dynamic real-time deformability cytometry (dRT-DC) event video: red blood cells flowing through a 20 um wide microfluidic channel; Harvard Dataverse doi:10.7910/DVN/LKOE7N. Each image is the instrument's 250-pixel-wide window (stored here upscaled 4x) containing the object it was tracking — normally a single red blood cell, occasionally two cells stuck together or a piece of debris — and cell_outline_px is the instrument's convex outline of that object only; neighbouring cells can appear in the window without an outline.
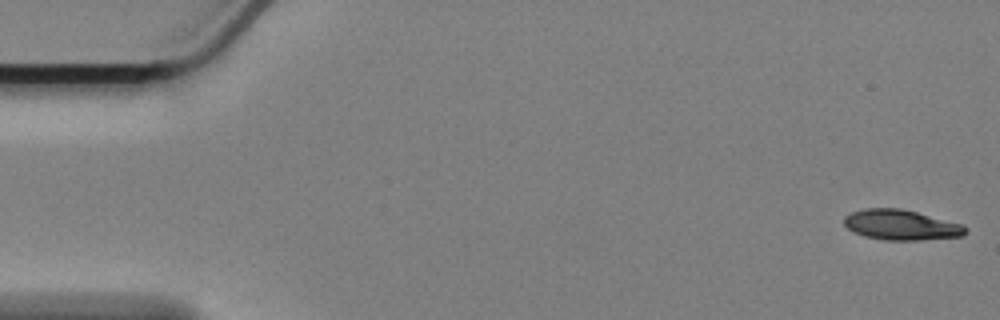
{"species": "Egyptian fruit bat (a non-hibernating species)", "species_latin": "Rousettus aegyptiacus", "temperature_condition": "cold", "stored_images_in_passage": 58, "camera_frame_rate_fps": 3000, "um_per_image_px": 0.085, "animal": {"sex": "female"}, "frame": {"image": 1, "passage_image": 1, "time_ms": 0.0, "image_size_px": [1000, 320], "cell_outline_px": [[968, 232], [964, 236], [920, 240], [884, 240], [864, 236], [852, 232], [844, 224], [844, 216], [852, 212], [864, 208], [900, 208], [916, 212], [960, 224], [968, 228]], "centroid_in_image_um": [76.57, 19.13], "position_along_channel_um": 8.4, "area_um2": 21.39}}
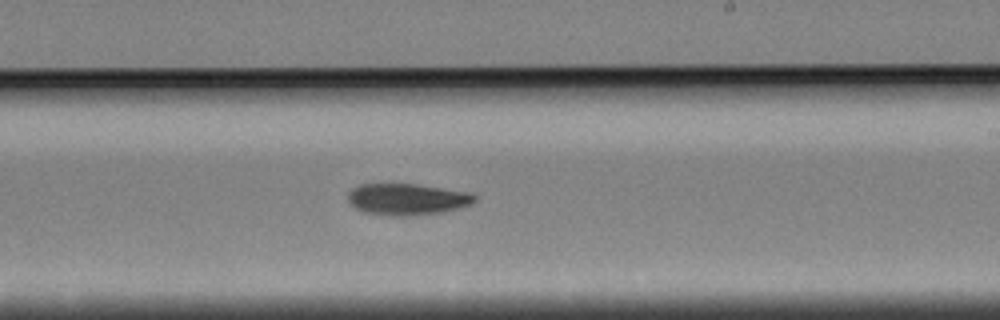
{"frame": {"image": 2, "passage_image": 34, "time_ms": 11.0, "image_size_px": [1000, 320], "cell_outline_px": [[476, 200], [472, 204], [444, 212], [416, 216], [388, 216], [364, 212], [348, 204], [348, 192], [352, 188], [360, 184], [416, 184], [472, 192], [476, 196]], "centroid_in_image_um": [34.61, 16.94], "position_along_channel_um": 254.4, "area_um2": 23.7}}
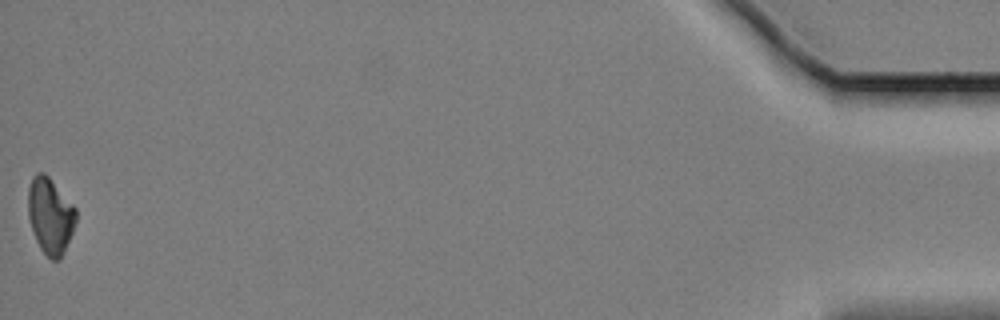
{"frame": {"image": 3, "passage_image": 58, "time_ms": 19.0, "image_size_px": [1000, 320], "cell_outline_px": [[76, 220], [72, 232], [64, 252], [60, 260], [52, 260], [40, 248], [36, 240], [28, 216], [28, 188], [32, 176], [36, 172], [44, 172], [48, 176], [76, 208]], "centroid_in_image_um": [4.26, 18.32], "position_along_channel_um": 430.9, "area_um2": 21.1}, "authors_computed_cell_mechanics": {"area_um2": 22.5998, "velocity_mm_per_s": 3.4037, "shape_relaxation_time_tau1_ms": 3.0037, "shape_relaxation_time_tau2_ms": null, "deformation_change_tau1": 0.1334, "deformation_change_tau2": null}}